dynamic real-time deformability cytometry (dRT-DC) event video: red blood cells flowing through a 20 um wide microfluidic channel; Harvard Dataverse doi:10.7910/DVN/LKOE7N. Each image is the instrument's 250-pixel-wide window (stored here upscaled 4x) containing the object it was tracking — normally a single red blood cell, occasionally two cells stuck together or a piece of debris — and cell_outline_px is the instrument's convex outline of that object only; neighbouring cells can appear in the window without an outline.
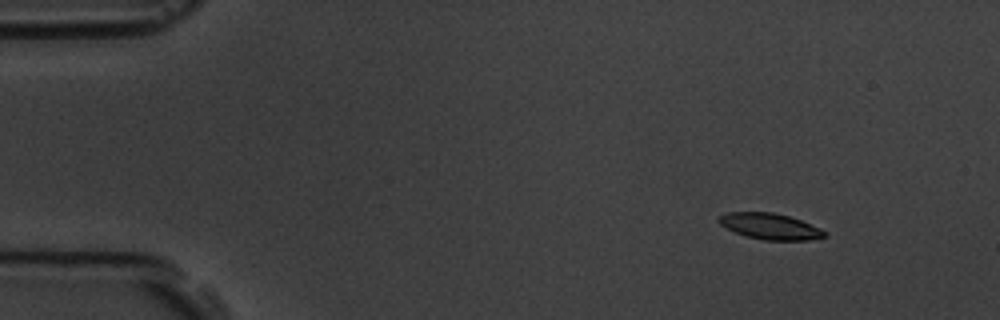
{"species": "common noctule bat (a hibernating species)", "species_latin": "Nyctalus noctula", "temperature_condition": "room temperature", "stored_images_in_passage": 7, "camera_frame_rate_fps": 3000, "um_per_image_px": 0.085, "animal": {"sex": "male", "body_mass_g": 19.5, "forearm_length_mm": 54.6}, "frame": {"image": 1, "passage_image": 3, "time_ms": 2.0, "image_size_px": [1000, 320], "cell_outline_px": [[824, 236], [808, 240], [764, 240], [748, 236], [736, 232], [720, 224], [716, 220], [720, 216], [728, 212], [772, 212], [788, 216], [800, 220], [820, 228], [824, 232]], "centroid_in_image_um": [65.42, 19.23], "position_along_channel_um": 19.6, "area_um2": 15.66}}
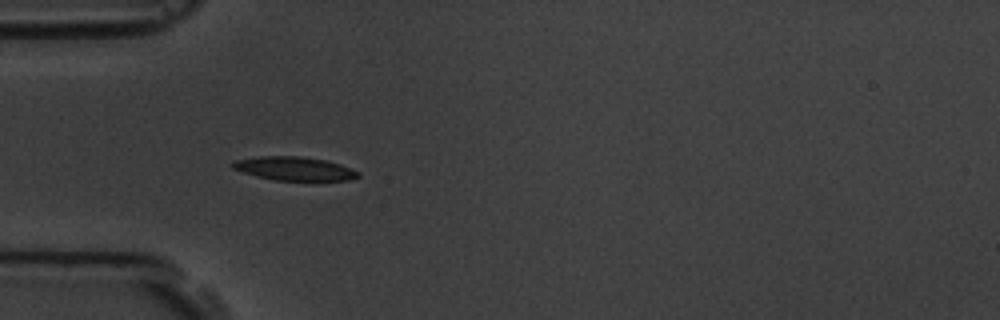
{"frame": {"image": 2, "passage_image": 6, "time_ms": 5.667, "image_size_px": [1000, 320], "cell_outline_px": [[360, 176], [348, 180], [276, 180], [256, 176], [232, 168], [228, 164], [232, 160], [260, 156], [300, 156], [324, 160], [340, 164], [360, 172]], "centroid_in_image_um": [24.97, 14.32], "position_along_channel_um": 60.0, "area_um2": 17.28}}
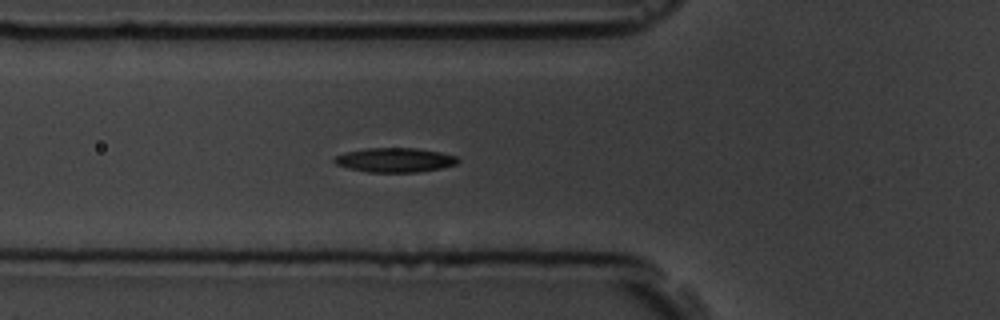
{"frame": {"image": 3, "passage_image": 7, "time_ms": 6.667, "image_size_px": [1000, 320], "cell_outline_px": [[460, 160], [456, 164], [440, 168], [420, 172], [368, 172], [348, 168], [336, 164], [332, 160], [336, 156], [344, 152], [368, 148], [416, 148], [440, 152], [456, 156]], "centroid_in_image_um": [33.56, 13.6], "position_along_channel_um": 92.2, "area_um2": 17.51}}